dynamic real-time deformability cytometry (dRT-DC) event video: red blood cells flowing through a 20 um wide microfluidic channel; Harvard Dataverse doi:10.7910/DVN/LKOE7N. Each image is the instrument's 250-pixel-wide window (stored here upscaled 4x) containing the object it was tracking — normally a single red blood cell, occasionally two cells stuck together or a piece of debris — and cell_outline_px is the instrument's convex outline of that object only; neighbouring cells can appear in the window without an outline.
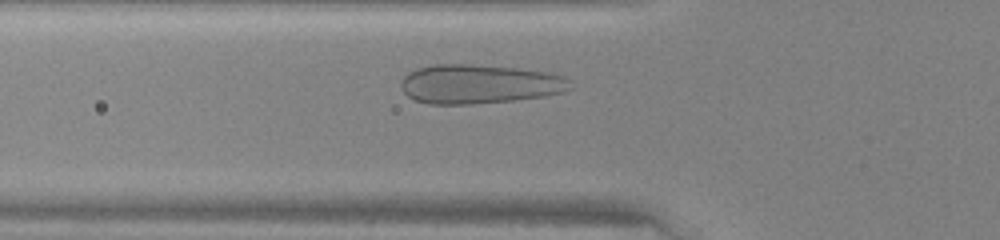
{"species": "human", "species_latin": "Homo sapiens", "temperature_condition": "warm", "stored_images_in_passage": 30, "camera_frame_rate_fps": 3000, "um_per_image_px": 0.085, "donor": {"sex": "female"}, "frame": {"image": 1, "passage_image": 8, "time_ms": 2.333, "image_size_px": [1000, 240], "cell_outline_px": [[576, 88], [564, 92], [544, 96], [512, 100], [472, 104], [428, 104], [416, 100], [408, 96], [400, 88], [400, 84], [404, 76], [408, 72], [416, 68], [432, 64], [472, 64], [516, 68], [548, 72], [564, 76]], "centroid_in_image_um": [40.74, 7.14], "position_along_channel_um": 85.1, "area_um2": 38.96}}
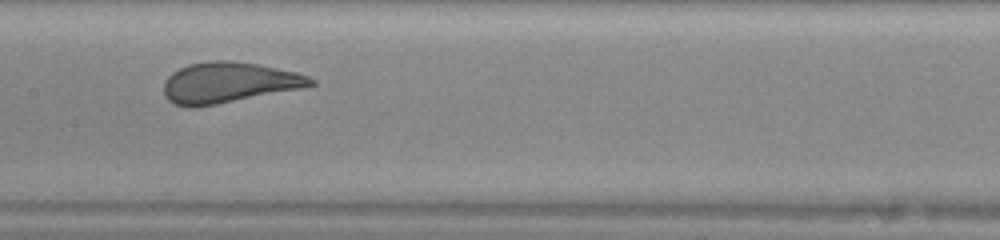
{"frame": {"image": 2, "passage_image": 15, "time_ms": 4.667, "image_size_px": [1000, 240], "cell_outline_px": [[316, 84], [300, 88], [196, 108], [188, 108], [176, 104], [168, 100], [164, 96], [164, 80], [172, 72], [188, 64], [212, 60], [232, 60], [256, 64], [296, 72], [308, 76], [316, 80]], "centroid_in_image_um": [19.39, 7.02], "position_along_channel_um": 188.0, "area_um2": 34.74}}
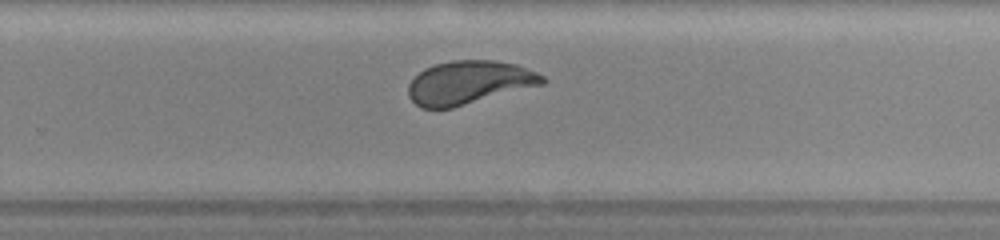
{"frame": {"image": 3, "passage_image": 22, "time_ms": 7.0, "image_size_px": [1000, 240], "cell_outline_px": [[544, 84], [452, 108], [420, 108], [408, 96], [408, 84], [424, 68], [436, 64], [452, 60], [496, 60], [516, 64], [536, 72], [544, 76]], "centroid_in_image_um": [39.86, 7.01], "position_along_channel_um": 289.9, "area_um2": 33.81}}